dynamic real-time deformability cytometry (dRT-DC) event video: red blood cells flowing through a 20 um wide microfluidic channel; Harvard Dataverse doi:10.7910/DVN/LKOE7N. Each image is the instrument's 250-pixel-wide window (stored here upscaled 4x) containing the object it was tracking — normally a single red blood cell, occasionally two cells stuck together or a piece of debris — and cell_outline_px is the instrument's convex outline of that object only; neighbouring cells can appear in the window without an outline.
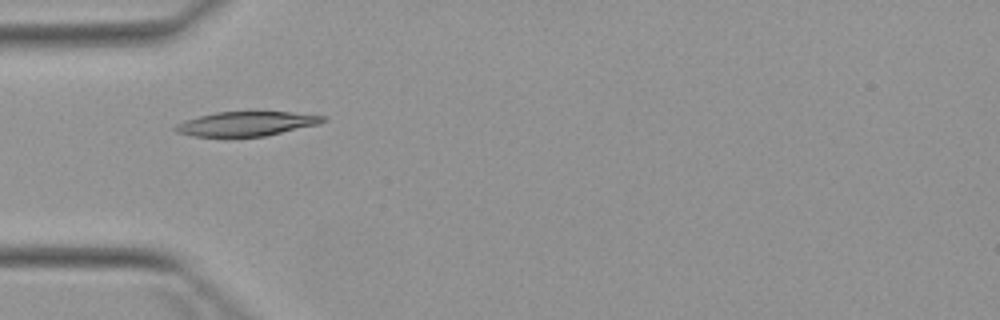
{"species": "Egyptian fruit bat (a non-hibernating species)", "species_latin": "Rousettus aegyptiacus", "temperature_condition": "warm", "stored_images_in_passage": 3, "camera_frame_rate_fps": 3000, "um_per_image_px": 0.085, "animal": {"sex": "female"}, "frame": {"image": 1, "passage_image": 3, "time_ms": 2.333, "image_size_px": [1000, 320], "cell_outline_px": [[328, 120], [320, 124], [264, 136], [192, 136], [176, 132], [172, 128], [176, 124], [184, 120], [216, 112], [288, 112], [328, 116]], "centroid_in_image_um": [20.96, 10.51], "position_along_channel_um": 64.0, "area_um2": 20.92}}